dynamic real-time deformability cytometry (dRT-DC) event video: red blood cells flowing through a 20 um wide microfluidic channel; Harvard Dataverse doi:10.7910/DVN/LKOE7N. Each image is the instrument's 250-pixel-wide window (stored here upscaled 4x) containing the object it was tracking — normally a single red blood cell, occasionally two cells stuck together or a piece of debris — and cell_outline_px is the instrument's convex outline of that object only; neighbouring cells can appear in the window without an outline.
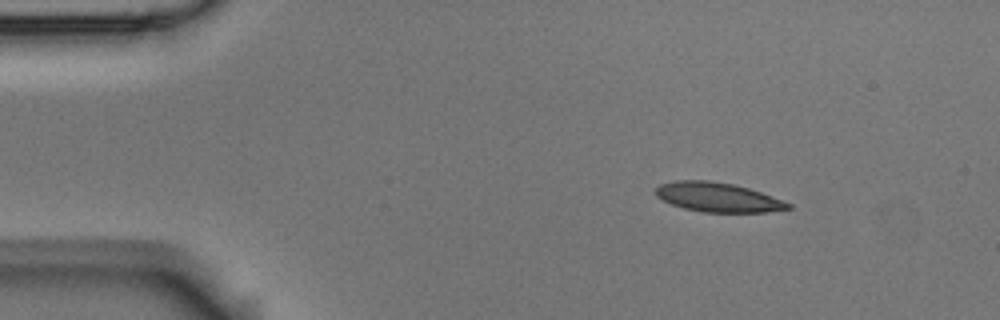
{"species": "Egyptian fruit bat (a non-hibernating species)", "species_latin": "Rousettus aegyptiacus", "temperature_condition": "room temperature", "stored_images_in_passage": 4, "camera_frame_rate_fps": 3000, "um_per_image_px": 0.085, "animal": {"sex": "male"}, "frame": {"image": 1, "passage_image": 2, "time_ms": 0.333, "image_size_px": [1000, 320], "cell_outline_px": [[792, 208], [764, 212], [704, 212], [684, 208], [672, 204], [656, 196], [656, 188], [660, 184], [676, 180], [708, 180], [732, 184], [748, 188], [760, 192], [792, 204]], "centroid_in_image_um": [61.0, 16.76], "position_along_channel_um": 24.0, "area_um2": 22.37}}